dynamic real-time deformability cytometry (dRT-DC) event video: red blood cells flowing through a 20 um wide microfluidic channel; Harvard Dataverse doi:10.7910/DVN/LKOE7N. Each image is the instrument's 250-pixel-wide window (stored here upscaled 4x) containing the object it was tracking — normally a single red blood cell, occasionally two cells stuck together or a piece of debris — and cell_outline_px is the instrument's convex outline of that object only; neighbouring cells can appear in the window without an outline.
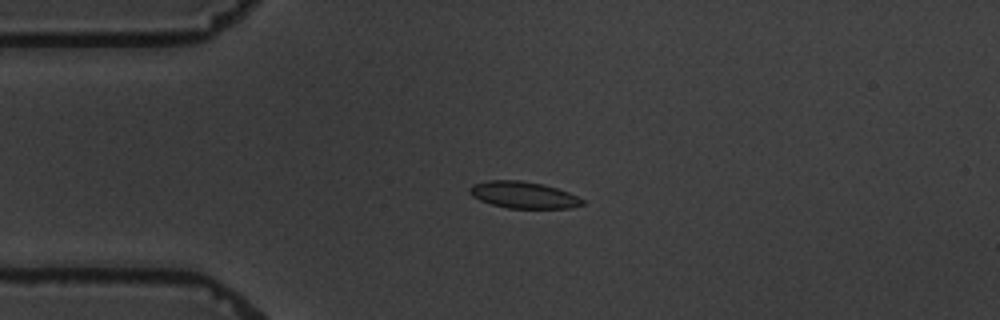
{"species": "common noctule bat (a hibernating species)", "species_latin": "Nyctalus noctula", "temperature_condition": "warm", "stored_images_in_passage": 5, "camera_frame_rate_fps": 3000, "um_per_image_px": 0.085, "animal": {"sex": "male", "body_mass_g": 19.5, "forearm_length_mm": 54.6}, "frame": {"image": 1, "passage_image": 3, "time_ms": 3.0, "image_size_px": [1000, 320], "cell_outline_px": [[584, 204], [568, 208], [508, 208], [492, 204], [480, 200], [472, 196], [468, 192], [468, 188], [472, 184], [488, 180], [520, 180], [540, 184], [556, 188], [568, 192], [584, 200]], "centroid_in_image_um": [44.44, 16.56], "position_along_channel_um": 40.6, "area_um2": 17.4}}
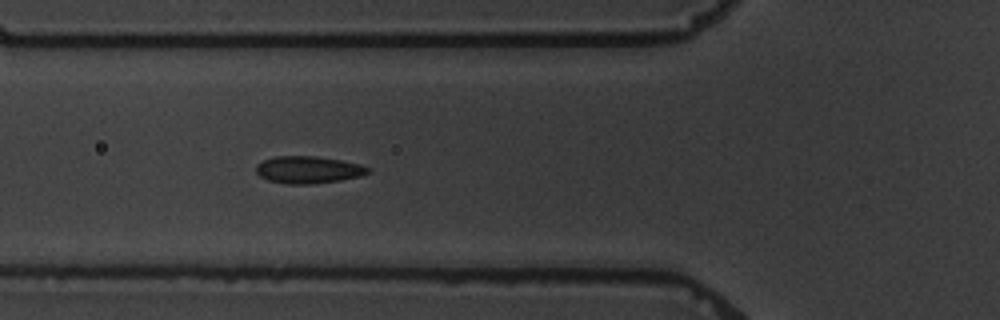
{"frame": {"image": 2, "passage_image": 5, "time_ms": 5.333, "image_size_px": [1000, 320], "cell_outline_px": [[368, 172], [360, 176], [340, 180], [312, 184], [288, 184], [268, 180], [260, 176], [256, 172], [256, 164], [264, 160], [276, 156], [316, 156], [340, 160], [360, 164], [368, 168]], "centroid_in_image_um": [26.16, 14.43], "position_along_channel_um": 99.6, "area_um2": 17.57}}